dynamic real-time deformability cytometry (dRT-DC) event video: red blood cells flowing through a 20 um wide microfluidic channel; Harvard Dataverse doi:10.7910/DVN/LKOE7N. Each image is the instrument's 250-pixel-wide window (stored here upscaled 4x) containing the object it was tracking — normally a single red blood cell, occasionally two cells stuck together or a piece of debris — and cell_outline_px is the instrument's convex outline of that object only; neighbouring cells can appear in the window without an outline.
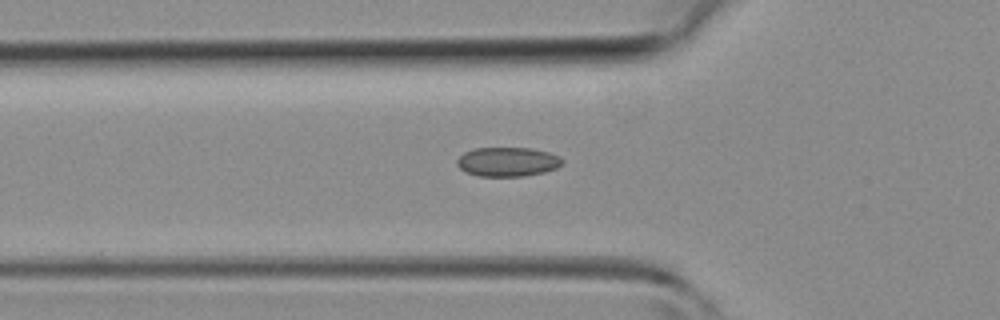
{"species": "common noctule bat (a hibernating species)", "species_latin": "Nyctalus noctula", "temperature_condition": "room temperature", "stored_images_in_passage": 28, "camera_frame_rate_fps": 3000, "um_per_image_px": 0.085, "animal": {"sex": "female", "body_mass_g": 19.3, "forearm_length_mm": 54.1}, "frame": {"image": 1, "passage_image": 5, "time_ms": 1.333, "image_size_px": [1000, 320], "cell_outline_px": [[564, 164], [556, 168], [544, 172], [524, 176], [480, 176], [464, 172], [456, 164], [456, 160], [464, 152], [476, 148], [532, 148], [548, 152], [560, 156], [564, 160]], "centroid_in_image_um": [43.16, 13.75], "position_along_channel_um": 82.6, "area_um2": 18.09}}
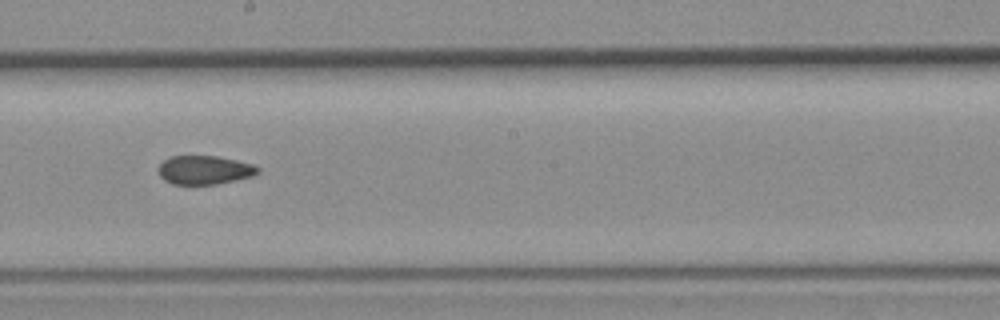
{"frame": {"image": 2, "passage_image": 14, "time_ms": 4.333, "image_size_px": [1000, 320], "cell_outline_px": [[260, 172], [252, 176], [236, 180], [216, 184], [172, 184], [164, 180], [160, 176], [160, 164], [164, 160], [172, 156], [216, 156], [236, 160], [252, 164], [260, 168]], "centroid_in_image_um": [17.41, 14.45], "position_along_channel_um": 230.8, "area_um2": 16.53}}
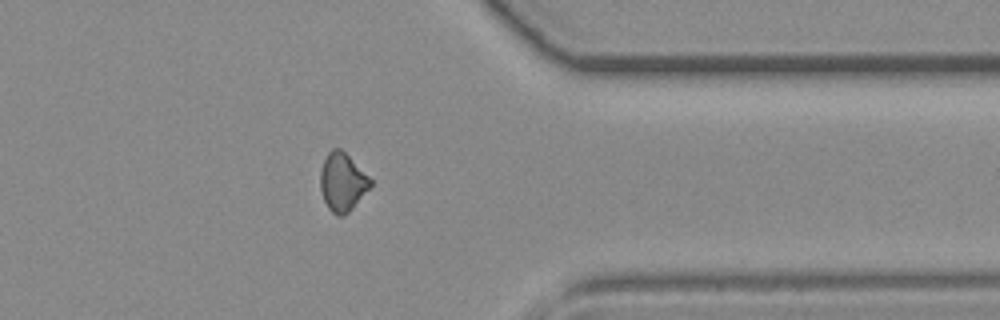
{"frame": {"image": 3, "passage_image": 24, "time_ms": 7.667, "image_size_px": [1000, 320], "cell_outline_px": [[372, 184], [352, 208], [344, 216], [336, 216], [328, 208], [324, 200], [320, 188], [320, 172], [324, 160], [328, 152], [332, 148], [340, 148], [372, 180]], "centroid_in_image_um": [29.08, 15.49], "position_along_channel_um": 382.3, "area_um2": 16.7}}